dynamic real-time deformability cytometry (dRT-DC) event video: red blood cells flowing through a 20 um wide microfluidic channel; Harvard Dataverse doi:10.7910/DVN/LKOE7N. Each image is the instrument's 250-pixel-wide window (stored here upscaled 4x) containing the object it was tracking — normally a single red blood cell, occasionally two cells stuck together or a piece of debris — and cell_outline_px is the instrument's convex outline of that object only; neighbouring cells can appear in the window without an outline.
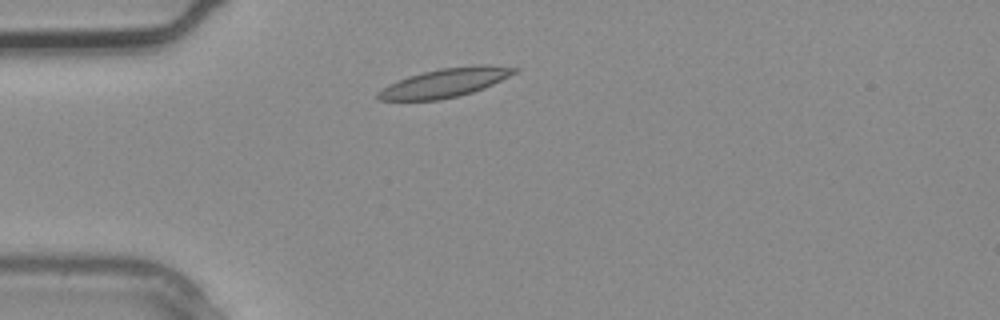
{"species": "common noctule bat (a hibernating species)", "species_latin": "Nyctalus noctula", "temperature_condition": "warm", "stored_images_in_passage": 1, "camera_frame_rate_fps": 3000, "um_per_image_px": 0.085, "animal": {"sex": "male", "body_mass_g": 20.4}, "frame": {"image": 1, "passage_image": 1, "time_ms": 0.0, "image_size_px": [1000, 320], "cell_outline_px": [[520, 72], [484, 88], [472, 92], [440, 100], [376, 100], [376, 92], [388, 84], [408, 76], [440, 68], [476, 64], [484, 64], [520, 68]], "centroid_in_image_um": [37.86, 7.02], "position_along_channel_um": 47.1, "area_um2": 23.18}}